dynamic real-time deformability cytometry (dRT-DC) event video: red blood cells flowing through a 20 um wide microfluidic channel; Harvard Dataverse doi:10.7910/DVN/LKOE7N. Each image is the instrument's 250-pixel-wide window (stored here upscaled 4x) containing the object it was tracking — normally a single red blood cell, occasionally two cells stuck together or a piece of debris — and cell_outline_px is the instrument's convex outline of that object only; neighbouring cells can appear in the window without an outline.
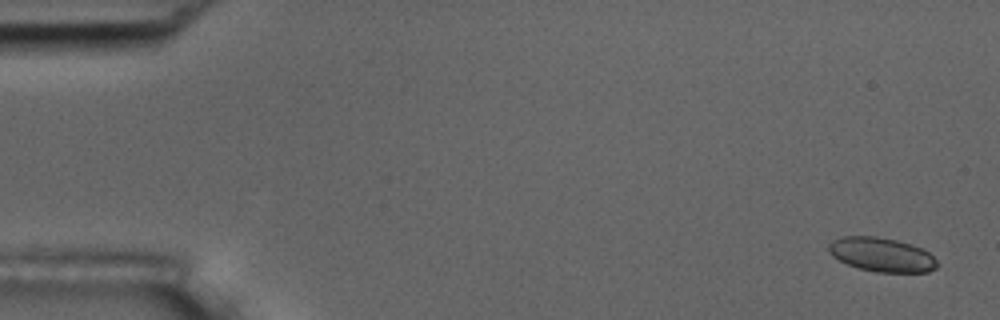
{"species": "common noctule bat (a hibernating species)", "species_latin": "Nyctalus noctula", "temperature_condition": "room temperature", "stored_images_in_passage": 15, "camera_frame_rate_fps": 3000, "um_per_image_px": 0.085, "animal": {"sex": "male", "body_mass_g": 17.5, "forearm_length_mm": 52.3}, "frame": {"image": 1, "passage_image": 1, "time_ms": 0.0, "image_size_px": [1000, 320], "cell_outline_px": [[936, 268], [928, 272], [876, 272], [860, 268], [848, 264], [832, 256], [828, 252], [828, 244], [832, 240], [844, 236], [876, 236], [896, 240], [912, 244], [928, 252], [936, 260]], "centroid_in_image_um": [74.92, 21.64], "position_along_channel_um": 10.1, "area_um2": 21.44}}
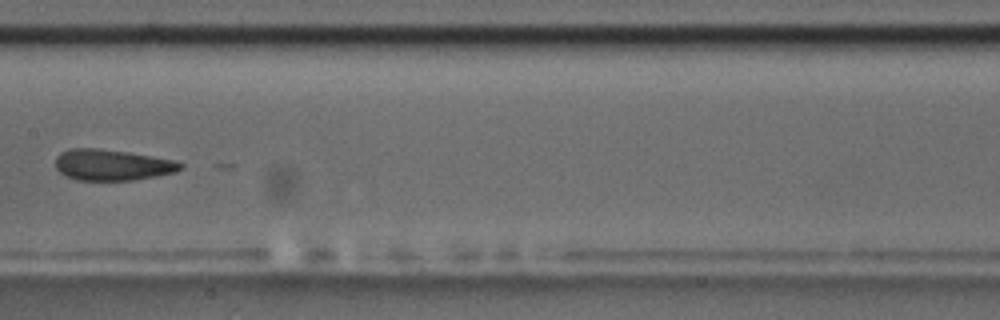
{"frame": {"image": 2, "passage_image": 8, "time_ms": 9.0, "image_size_px": [1000, 320], "cell_outline_px": [[184, 168], [176, 172], [156, 176], [132, 180], [76, 180], [64, 176], [56, 168], [56, 156], [60, 152], [68, 148], [96, 148], [128, 152], [176, 160], [184, 164]], "centroid_in_image_um": [9.54, 14.01], "position_along_channel_um": 197.9, "area_um2": 22.83}}
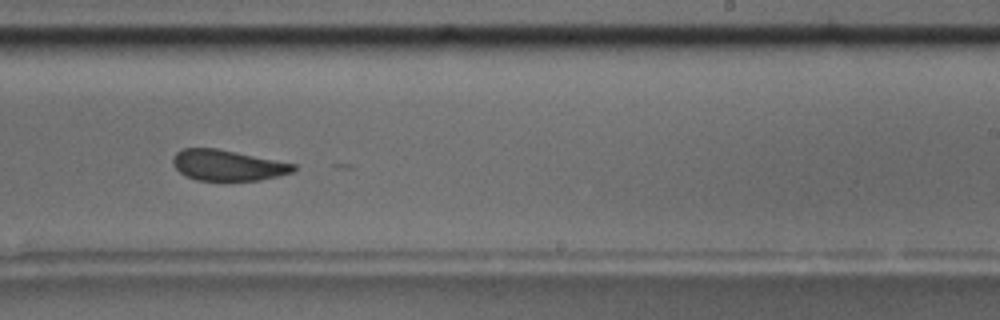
{"frame": {"image": 3, "passage_image": 10, "time_ms": 11.0, "image_size_px": [1000, 320], "cell_outline_px": [[296, 168], [292, 172], [260, 180], [196, 180], [180, 172], [172, 164], [172, 160], [176, 152], [180, 148], [216, 148], [296, 164]], "centroid_in_image_um": [19.32, 14.04], "position_along_channel_um": 269.7, "area_um2": 21.39}, "authors_computed_cell_mechanics": {"area_um2": 22.542, "velocity_mm_per_s": 3.5955, "shape_relaxation_time_tau1_ms": 3.3809, "shape_relaxation_time_tau2_ms": 1.2188, "deformation_change_tau1": 0.0862, "deformation_change_tau2": 0.0522}}